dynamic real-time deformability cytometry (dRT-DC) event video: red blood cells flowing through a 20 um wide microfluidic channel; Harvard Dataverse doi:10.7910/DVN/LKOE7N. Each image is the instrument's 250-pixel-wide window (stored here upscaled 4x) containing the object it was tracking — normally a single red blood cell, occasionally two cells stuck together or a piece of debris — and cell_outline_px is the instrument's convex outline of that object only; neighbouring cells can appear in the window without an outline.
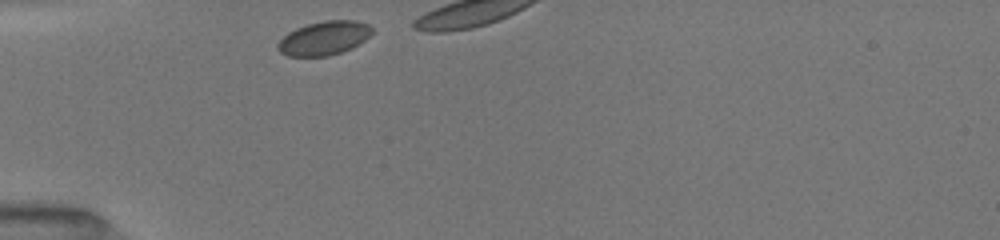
{"species": "common noctule bat (a hibernating species)", "species_latin": "Nyctalus noctula", "temperature_condition": "room temperature", "stored_images_in_passage": 6, "camera_frame_rate_fps": 3000, "um_per_image_px": 0.085, "animal": {"sex": "female", "body_mass_g": 19.5, "forearm_length_mm": 54.1}, "frame": {"image": 1, "passage_image": 1, "time_ms": 0.0, "image_size_px": [1000, 240], "cell_outline_px": [[372, 32], [364, 40], [352, 48], [328, 56], [288, 56], [280, 52], [276, 48], [276, 44], [288, 32], [296, 28], [308, 24], [324, 20], [356, 20], [368, 24], [372, 28]], "centroid_in_image_um": [27.52, 3.24], "position_along_channel_um": 57.5, "area_um2": 18.55}}